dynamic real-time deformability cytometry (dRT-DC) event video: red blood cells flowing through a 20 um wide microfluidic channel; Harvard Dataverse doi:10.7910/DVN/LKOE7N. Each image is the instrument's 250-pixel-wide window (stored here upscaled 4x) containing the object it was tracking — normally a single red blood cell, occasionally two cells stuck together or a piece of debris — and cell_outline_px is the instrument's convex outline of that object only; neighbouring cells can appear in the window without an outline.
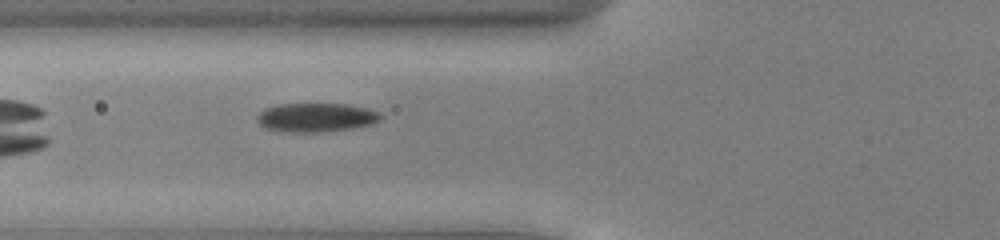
{"species": "common noctule bat (a hibernating species)", "species_latin": "Nyctalus noctula", "temperature_condition": "cold", "stored_images_in_passage": 30, "camera_frame_rate_fps": 3000, "um_per_image_px": 0.085, "animal": {"sex": "male", "body_mass_g": 13.0, "forearm_length_mm": 53.1}, "frame": {"image": 1, "passage_image": 4, "time_ms": 1.0, "image_size_px": [1000, 240], "cell_outline_px": [[384, 116], [380, 120], [372, 124], [352, 128], [320, 132], [288, 132], [264, 128], [256, 120], [256, 116], [264, 108], [280, 104], [348, 104], [368, 108], [380, 112]], "centroid_in_image_um": [26.88, 9.98], "position_along_channel_um": 98.9, "area_um2": 20.98}}
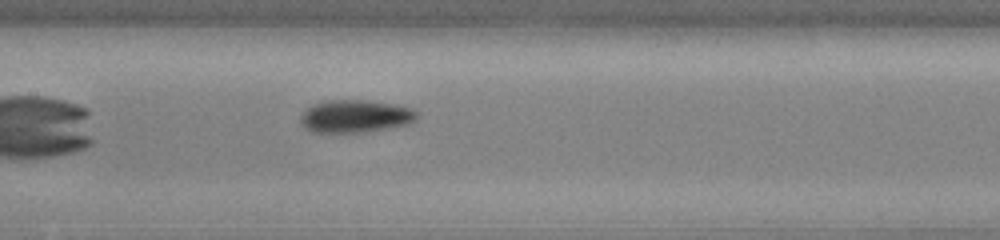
{"frame": {"image": 2, "passage_image": 10, "time_ms": 3.0, "image_size_px": [1000, 240], "cell_outline_px": [[420, 116], [416, 120], [408, 124], [368, 132], [312, 132], [304, 128], [300, 124], [300, 116], [312, 104], [328, 100], [364, 100], [396, 104], [412, 108]], "centroid_in_image_um": [30.21, 9.88], "position_along_channel_um": 177.2, "area_um2": 22.37}}
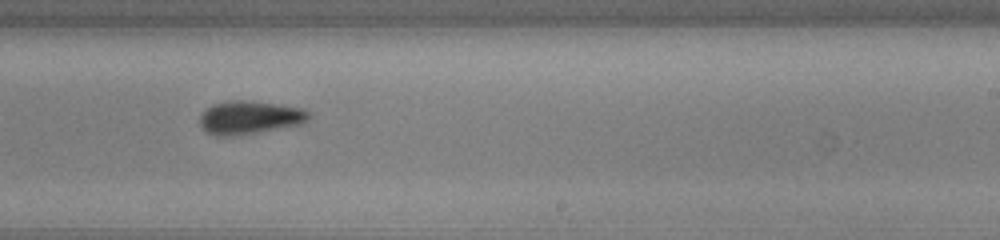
{"frame": {"image": 3, "passage_image": 17, "time_ms": 5.333, "image_size_px": [1000, 240], "cell_outline_px": [[312, 116], [304, 124], [256, 132], [228, 136], [216, 136], [200, 128], [200, 116], [212, 104], [232, 100], [248, 100], [276, 104], [300, 108], [308, 112]], "centroid_in_image_um": [21.22, 9.98], "position_along_channel_um": 267.8, "area_um2": 20.98}, "authors_computed_cell_mechanics": {"area_um2": 20.8369, "velocity_mm_per_s": 3.8989, "shape_relaxation_time_tau1_ms": 3.5976, "shape_relaxation_time_tau2_ms": 1.9574, "deformation_change_tau1": 0.1078, "deformation_change_tau2": 0.0568}}